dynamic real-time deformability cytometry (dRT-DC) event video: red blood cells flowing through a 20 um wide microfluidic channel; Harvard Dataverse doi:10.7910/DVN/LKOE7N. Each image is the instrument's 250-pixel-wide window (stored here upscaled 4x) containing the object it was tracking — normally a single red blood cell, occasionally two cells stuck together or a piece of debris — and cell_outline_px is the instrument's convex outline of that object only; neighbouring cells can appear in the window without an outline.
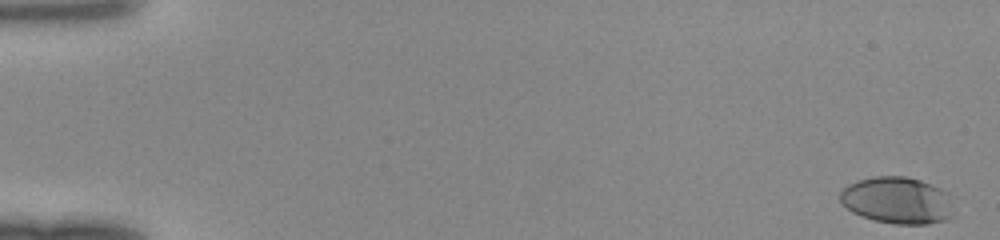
{"species": "human", "species_latin": "Homo sapiens", "temperature_condition": "room temperature", "stored_images_in_passage": 48, "camera_frame_rate_fps": 3000, "um_per_image_px": 0.085, "donor": {"sex": "female"}, "frame": {"image": 1, "passage_image": 1, "time_ms": 0.0, "image_size_px": [1000, 240], "cell_outline_px": [[952, 216], [944, 220], [928, 224], [896, 224], [876, 220], [860, 216], [852, 212], [840, 200], [840, 192], [848, 184], [872, 176], [904, 176], [920, 180], [932, 184], [948, 192]], "centroid_in_image_um": [76.26, 17.02], "position_along_channel_um": 8.7, "area_um2": 30.81}}
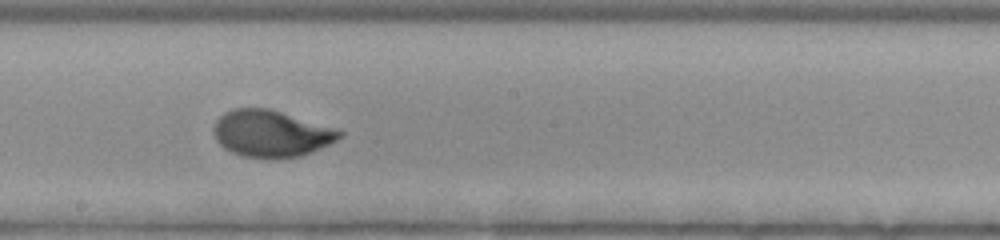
{"frame": {"image": 2, "passage_image": 28, "time_ms": 9.0, "image_size_px": [1000, 240], "cell_outline_px": [[344, 132], [336, 140], [312, 152], [300, 156], [244, 156], [232, 152], [224, 148], [216, 140], [212, 128], [216, 120], [224, 112], [232, 108], [268, 108], [332, 128]], "centroid_in_image_um": [22.97, 11.32], "position_along_channel_um": 225.2, "area_um2": 33.29}}
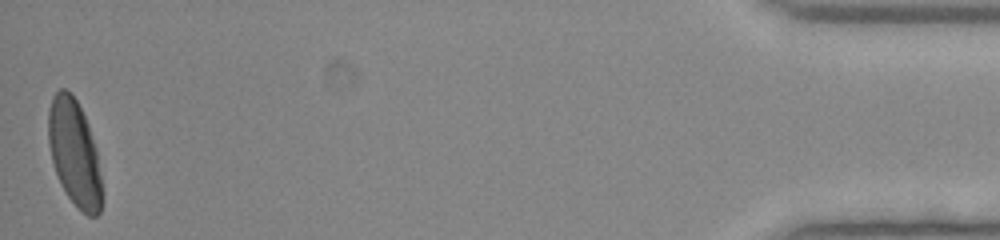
{"frame": {"image": 3, "passage_image": 48, "time_ms": 15.667, "image_size_px": [1000, 240], "cell_outline_px": [[104, 200], [100, 212], [96, 216], [88, 216], [80, 212], [68, 196], [60, 184], [52, 160], [48, 140], [48, 108], [52, 96], [60, 88], [64, 88], [76, 100], [88, 124], [96, 148]], "centroid_in_image_um": [6.33, 13.06], "position_along_channel_um": 428.9, "area_um2": 33.35}}